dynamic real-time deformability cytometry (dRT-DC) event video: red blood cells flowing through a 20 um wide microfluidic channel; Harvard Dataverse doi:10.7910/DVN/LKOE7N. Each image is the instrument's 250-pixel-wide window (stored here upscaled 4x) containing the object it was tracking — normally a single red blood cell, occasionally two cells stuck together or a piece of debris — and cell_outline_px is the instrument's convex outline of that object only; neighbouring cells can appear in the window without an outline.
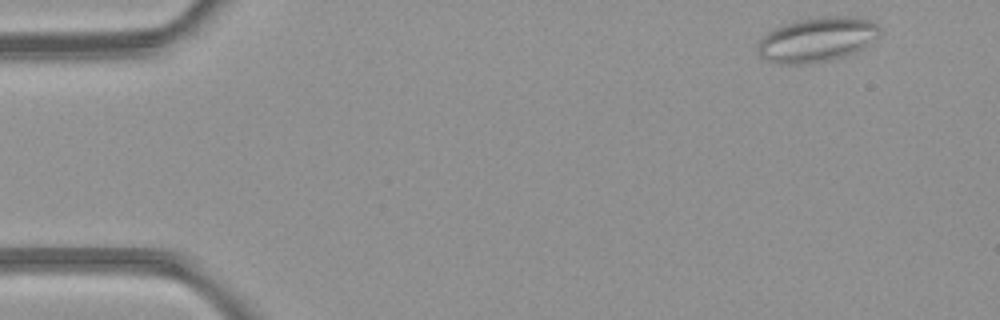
{"species": "common noctule bat (a hibernating species)", "species_latin": "Nyctalus noctula", "temperature_condition": "room temperature", "stored_images_in_passage": 4, "camera_frame_rate_fps": 3000, "um_per_image_px": 0.085, "animal": {"sex": "female", "body_mass_g": 21.9}, "frame": {"image": 1, "passage_image": 1, "time_ms": 0.0, "image_size_px": [1000, 320], "cell_outline_px": [[880, 32], [868, 44], [856, 52], [844, 56], [812, 64], [776, 64], [760, 56], [756, 52], [756, 48], [760, 40], [768, 32], [776, 28], [800, 20], [824, 16], [860, 16], [872, 20], [880, 24]], "centroid_in_image_um": [69.47, 3.36], "position_along_channel_um": 15.5, "area_um2": 31.79}}